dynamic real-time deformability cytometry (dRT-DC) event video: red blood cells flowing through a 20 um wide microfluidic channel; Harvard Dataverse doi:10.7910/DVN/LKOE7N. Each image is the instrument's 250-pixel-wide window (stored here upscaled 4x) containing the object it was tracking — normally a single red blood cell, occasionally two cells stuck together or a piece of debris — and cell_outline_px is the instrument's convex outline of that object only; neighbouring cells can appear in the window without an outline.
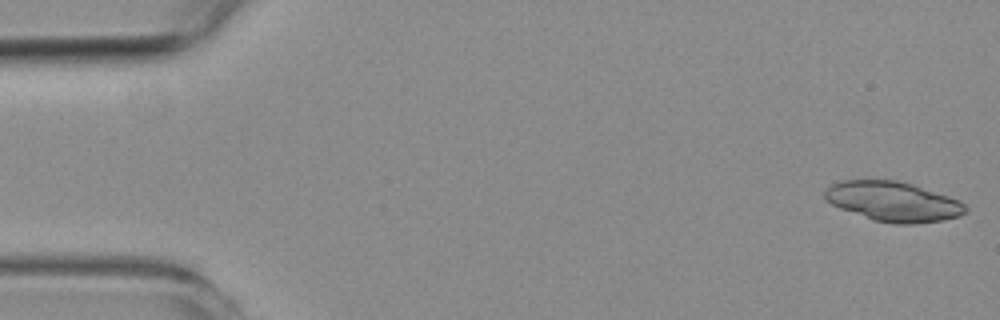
{"species": "common noctule bat (a hibernating species)", "species_latin": "Nyctalus noctula", "temperature_condition": "room temperature", "stored_images_in_passage": 55, "camera_frame_rate_fps": 3000, "um_per_image_px": 0.085, "animal": {"sex": "female", "body_mass_g": 19.3, "forearm_length_mm": 54.1}, "frame": {"image": 1, "passage_image": 1, "time_ms": 0.0, "image_size_px": [1000, 320], "cell_outline_px": [[968, 212], [960, 216], [940, 220], [912, 224], [896, 224], [872, 220], [840, 208], [832, 204], [824, 196], [824, 192], [832, 184], [840, 180], [900, 180], [960, 200], [968, 208]], "centroid_in_image_um": [75.94, 17.13], "position_along_channel_um": 9.1, "area_um2": 32.54}}
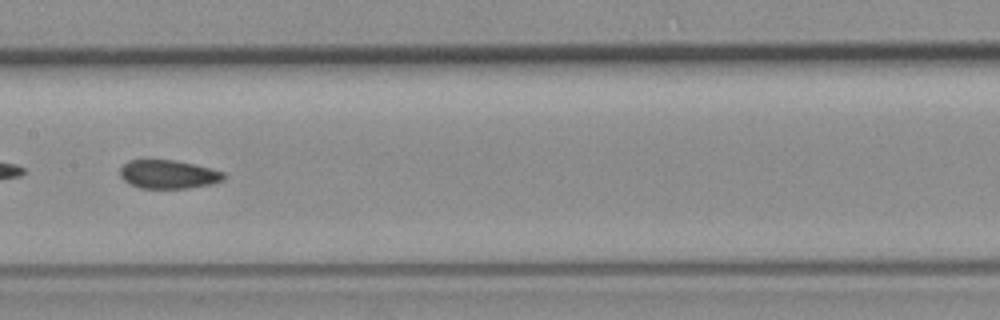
{"frame": {"image": 2, "passage_image": 27, "time_ms": 8.667, "image_size_px": [1000, 320], "cell_outline_px": [[224, 180], [212, 184], [188, 188], [140, 188], [128, 184], [120, 176], [120, 168], [128, 160], [176, 160], [224, 172]], "centroid_in_image_um": [14.28, 14.82], "position_along_channel_um": 193.1, "area_um2": 17.22}}
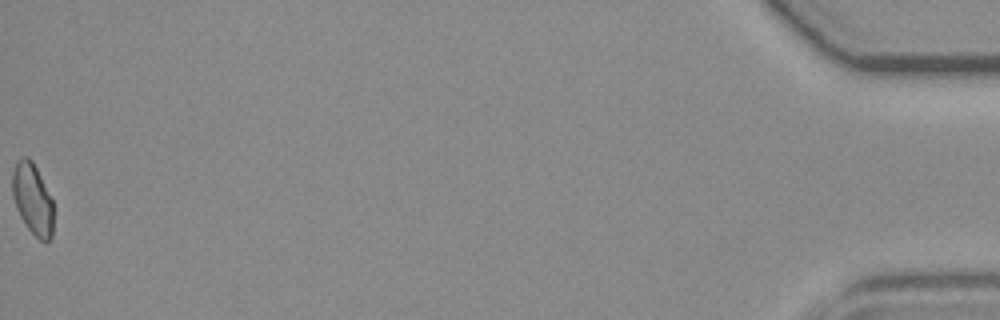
{"frame": {"image": 3, "passage_image": 55, "time_ms": 18.0, "image_size_px": [1000, 320], "cell_outline_px": [[52, 236], [48, 240], [40, 240], [28, 228], [20, 216], [16, 208], [12, 196], [12, 172], [16, 160], [20, 156], [28, 156], [32, 160], [52, 200]], "centroid_in_image_um": [2.72, 16.86], "position_along_channel_um": 432.5, "area_um2": 16.88}, "authors_computed_cell_mechanics": {"area_um2": 18.0914, "velocity_mm_per_s": 3.7328, "shape_relaxation_time_tau1_ms": null, "shape_relaxation_time_tau2_ms": 2.5614, "deformation_change_tau1": null, "deformation_change_tau2": 0.0751}}